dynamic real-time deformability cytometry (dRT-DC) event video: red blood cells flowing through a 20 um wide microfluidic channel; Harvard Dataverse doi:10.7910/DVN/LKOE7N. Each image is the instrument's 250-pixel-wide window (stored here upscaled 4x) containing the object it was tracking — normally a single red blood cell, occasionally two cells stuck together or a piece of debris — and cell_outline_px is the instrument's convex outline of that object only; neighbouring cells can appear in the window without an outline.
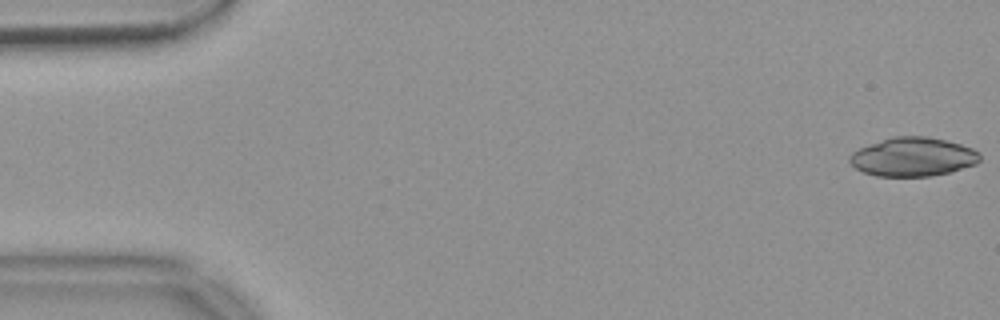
{"species": "common noctule bat (a hibernating species)", "species_latin": "Nyctalus noctula", "temperature_condition": "warm", "stored_images_in_passage": 6, "camera_frame_rate_fps": 3000, "um_per_image_px": 0.085, "animal": {"sex": "female", "body_mass_g": 18.4}, "frame": {"image": 1, "passage_image": 1, "time_ms": 0.0, "image_size_px": [1000, 320], "cell_outline_px": [[980, 160], [976, 164], [948, 172], [932, 176], [876, 176], [864, 172], [856, 168], [848, 160], [848, 156], [852, 152], [860, 148], [892, 136], [928, 136], [960, 144], [972, 148], [980, 152]], "centroid_in_image_um": [77.6, 13.33], "position_along_channel_um": 7.4, "area_um2": 29.36}}